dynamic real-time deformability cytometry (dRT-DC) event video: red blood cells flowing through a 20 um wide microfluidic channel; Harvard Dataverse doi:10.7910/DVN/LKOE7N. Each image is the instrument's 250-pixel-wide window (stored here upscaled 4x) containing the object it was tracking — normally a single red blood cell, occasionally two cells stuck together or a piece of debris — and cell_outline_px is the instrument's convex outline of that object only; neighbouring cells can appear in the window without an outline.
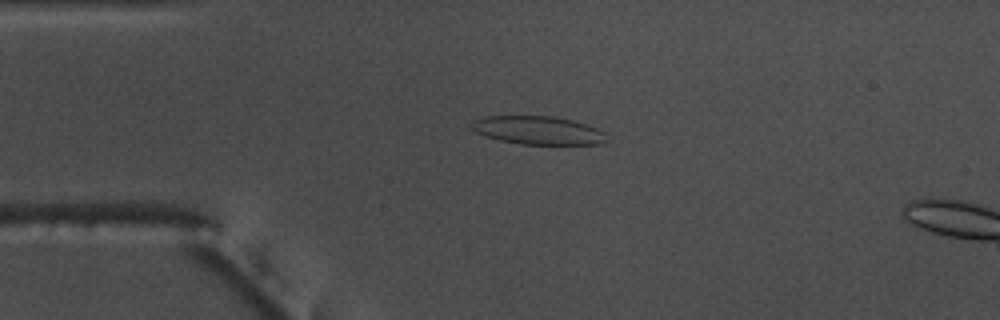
{"species": "common noctule bat (a hibernating species)", "species_latin": "Nyctalus noctula", "temperature_condition": "warm", "stored_images_in_passage": 5, "camera_frame_rate_fps": 3000, "um_per_image_px": 0.085, "animal": {"sex": "male", "body_mass_g": 17.5, "forearm_length_mm": 52.3}, "frame": {"image": 1, "passage_image": 2, "time_ms": 0.333, "image_size_px": [1000, 320], "cell_outline_px": [[608, 140], [604, 144], [520, 144], [500, 140], [484, 136], [476, 132], [472, 128], [472, 120], [484, 116], [552, 116], [572, 120], [588, 124], [600, 128], [604, 132]], "centroid_in_image_um": [45.77, 11.07], "position_along_channel_um": 39.2, "area_um2": 22.48}}